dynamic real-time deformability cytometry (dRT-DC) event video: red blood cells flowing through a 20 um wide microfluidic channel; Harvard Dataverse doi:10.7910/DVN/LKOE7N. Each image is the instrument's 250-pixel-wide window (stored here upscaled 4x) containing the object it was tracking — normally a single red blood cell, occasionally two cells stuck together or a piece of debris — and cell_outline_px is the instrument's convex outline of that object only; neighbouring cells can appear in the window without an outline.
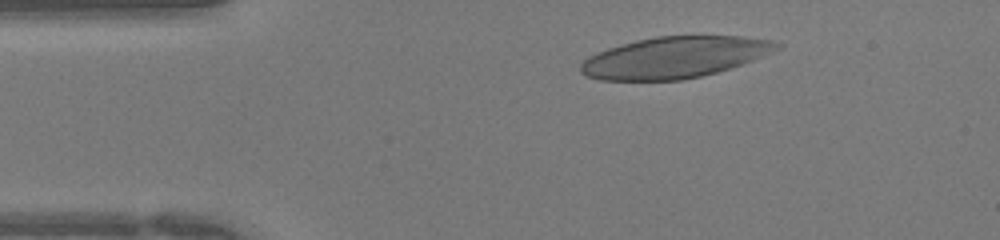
{"species": "human", "species_latin": "Homo sapiens", "temperature_condition": "warm", "stored_images_in_passage": 43, "camera_frame_rate_fps": 3000, "um_per_image_px": 0.085, "donor": {"sex": "female"}, "frame": {"image": 1, "passage_image": 6, "time_ms": 1.667, "image_size_px": [1000, 240], "cell_outline_px": [[784, 44], [780, 48], [752, 60], [716, 72], [700, 76], [680, 80], [600, 80], [588, 76], [580, 72], [580, 64], [588, 56], [608, 48], [636, 40], [656, 36], [744, 36], [772, 40]], "centroid_in_image_um": [57.33, 4.87], "position_along_channel_um": 27.7, "area_um2": 46.93}}
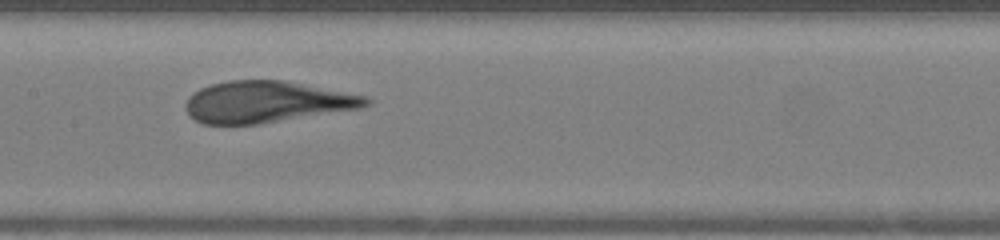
{"frame": {"image": 2, "passage_image": 20, "time_ms": 6.333, "image_size_px": [1000, 240], "cell_outline_px": [[372, 100], [368, 104], [360, 108], [260, 124], [204, 124], [188, 116], [184, 108], [184, 104], [188, 96], [200, 88], [212, 84], [228, 80], [284, 80], [368, 96]], "centroid_in_image_um": [22.63, 8.66], "position_along_channel_um": 184.8, "area_um2": 43.75}}
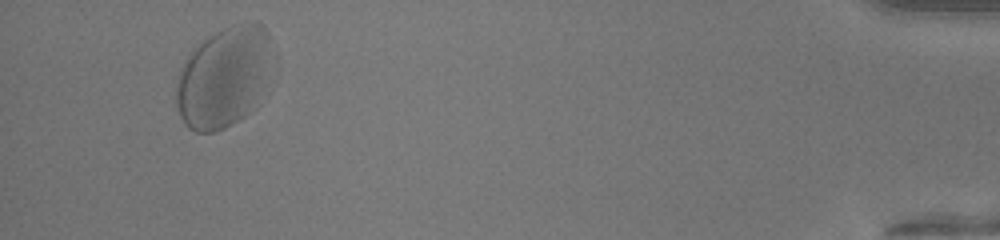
{"frame": {"image": 3, "passage_image": 41, "time_ms": 13.333, "image_size_px": [1000, 240], "cell_outline_px": [[268, 36], [256, 108], [244, 116], [224, 128], [212, 132], [196, 132], [188, 128], [184, 124], [180, 116], [176, 104], [176, 84], [180, 68], [188, 56], [204, 40], [216, 32], [232, 24], [256, 20], [264, 28]], "centroid_in_image_um": [18.88, 6.6], "position_along_channel_um": 416.3, "area_um2": 54.1}}